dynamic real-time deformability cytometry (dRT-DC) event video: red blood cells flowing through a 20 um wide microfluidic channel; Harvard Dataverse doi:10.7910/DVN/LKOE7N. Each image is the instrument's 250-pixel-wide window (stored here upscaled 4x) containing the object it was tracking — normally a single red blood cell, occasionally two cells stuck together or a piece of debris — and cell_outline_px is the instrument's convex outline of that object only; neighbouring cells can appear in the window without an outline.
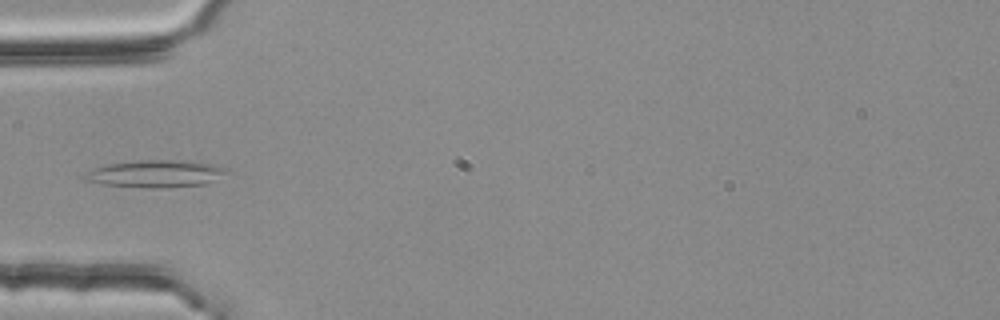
{"species": "common noctule bat (a hibernating species)", "species_latin": "Nyctalus noctula", "temperature_condition": "room temperature", "stored_images_in_passage": 4, "camera_frame_rate_fps": 3000, "um_per_image_px": 0.085, "animal": {"sex": "female", "body_mass_g": 25.1}, "frame": {"image": 1, "passage_image": 4, "time_ms": 1.0, "image_size_px": [1000, 320], "cell_outline_px": [[224, 172], [208, 184], [164, 188], [148, 188], [104, 184], [84, 180], [80, 176], [92, 168], [108, 164], [136, 160], [176, 160], [204, 164], [220, 168]], "centroid_in_image_um": [13.04, 14.78], "position_along_channel_um": 72.0, "area_um2": 22.02}}